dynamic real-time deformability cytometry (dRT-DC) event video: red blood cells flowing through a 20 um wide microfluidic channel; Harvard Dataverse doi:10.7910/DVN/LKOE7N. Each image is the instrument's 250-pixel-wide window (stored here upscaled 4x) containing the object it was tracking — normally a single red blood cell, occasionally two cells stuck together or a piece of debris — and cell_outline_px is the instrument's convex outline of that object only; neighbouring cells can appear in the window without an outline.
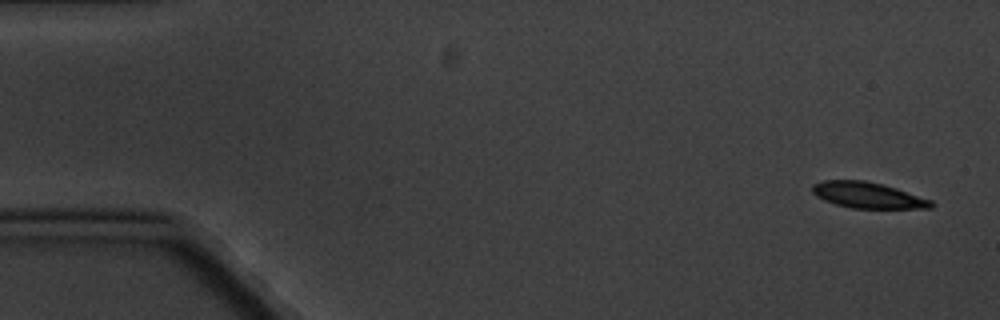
{"species": "common noctule bat (a hibernating species)", "species_latin": "Nyctalus noctula", "temperature_condition": "cold", "stored_images_in_passage": 4, "camera_frame_rate_fps": 3000, "um_per_image_px": 0.085, "animal": {"sex": "male", "body_mass_g": 20.1, "forearm_length_mm": 53.5}, "frame": {"image": 1, "passage_image": 1, "time_ms": 0.0, "image_size_px": [1000, 320], "cell_outline_px": [[932, 208], [852, 208], [836, 204], [824, 200], [816, 196], [812, 192], [812, 184], [824, 180], [864, 180], [896, 188], [932, 200]], "centroid_in_image_um": [73.73, 16.59], "position_along_channel_um": 11.3, "area_um2": 17.8}}
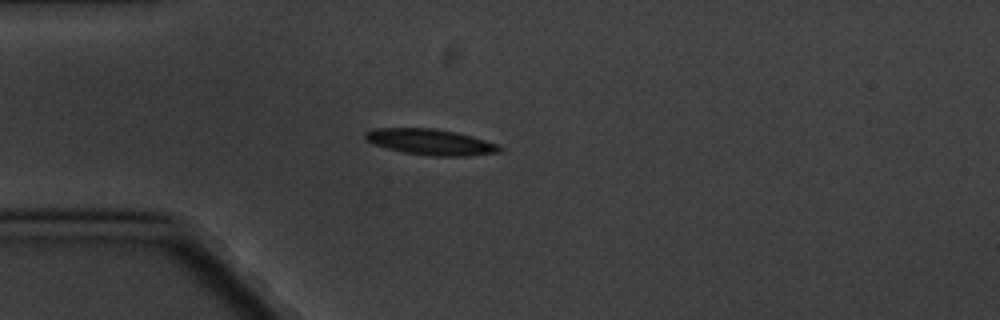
{"frame": {"image": 2, "passage_image": 4, "time_ms": 4.333, "image_size_px": [1000, 320], "cell_outline_px": [[504, 148], [500, 152], [468, 156], [432, 156], [404, 152], [388, 148], [364, 140], [364, 132], [376, 128], [432, 128], [456, 132], [472, 136], [500, 144]], "centroid_in_image_um": [36.64, 12.07], "position_along_channel_um": 48.4, "area_um2": 20.35}}